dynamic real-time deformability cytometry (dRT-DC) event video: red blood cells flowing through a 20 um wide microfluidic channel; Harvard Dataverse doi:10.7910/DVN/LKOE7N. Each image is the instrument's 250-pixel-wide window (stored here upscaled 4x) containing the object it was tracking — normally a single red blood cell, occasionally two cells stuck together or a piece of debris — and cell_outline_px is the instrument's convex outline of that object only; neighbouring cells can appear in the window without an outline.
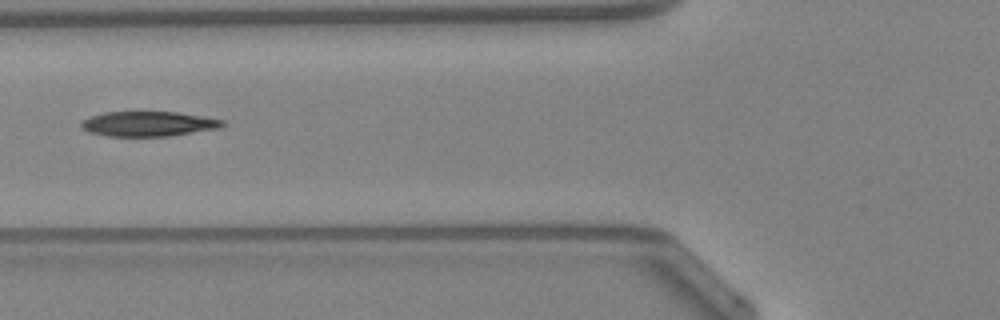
{"species": "Egyptian fruit bat (a non-hibernating species)", "species_latin": "Rousettus aegyptiacus", "temperature_condition": "warm", "stored_images_in_passage": 35, "camera_frame_rate_fps": 3000, "um_per_image_px": 0.085, "animal": {"sex": "female"}, "frame": {"image": 1, "passage_image": 6, "time_ms": 1.667, "image_size_px": [1000, 320], "cell_outline_px": [[224, 124], [220, 128], [168, 136], [108, 136], [88, 132], [80, 128], [80, 120], [88, 116], [104, 112], [176, 112], [224, 120]], "centroid_in_image_um": [12.52, 10.52], "position_along_channel_um": 113.3, "area_um2": 20.58}, "authors_computed_cell_mechanics": {"area_um2": 20.7502, "velocity_mm_per_s": 4.3234, "shape_relaxation_time_tau1_ms": 4.5334, "shape_relaxation_time_tau2_ms": 6.8229, "deformation_change_tau1": 0.157, "deformation_change_tau2": 0.1883}}